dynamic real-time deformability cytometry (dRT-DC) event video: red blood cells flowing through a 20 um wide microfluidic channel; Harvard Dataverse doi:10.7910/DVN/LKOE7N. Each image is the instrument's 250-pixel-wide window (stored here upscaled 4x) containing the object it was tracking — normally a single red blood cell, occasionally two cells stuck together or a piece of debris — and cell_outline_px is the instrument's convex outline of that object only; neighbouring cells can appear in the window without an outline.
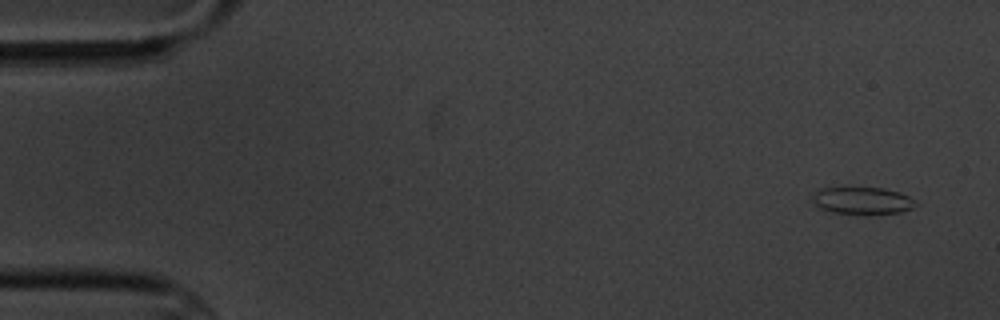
{"species": "common noctule bat (a hibernating species)", "species_latin": "Nyctalus noctula", "temperature_condition": "cold", "stored_images_in_passage": 6, "camera_frame_rate_fps": 3000, "um_per_image_px": 0.085, "animal": {"sex": "male", "body_mass_g": 20.1, "forearm_length_mm": 53.5}, "frame": {"image": 1, "passage_image": 1, "time_ms": 0.0, "image_size_px": [1000, 320], "cell_outline_px": [[916, 204], [912, 208], [900, 212], [868, 216], [864, 216], [832, 212], [820, 208], [812, 200], [812, 196], [820, 188], [884, 188], [900, 192], [916, 200]], "centroid_in_image_um": [73.33, 17.09], "position_along_channel_um": 11.7, "area_um2": 16.7}}
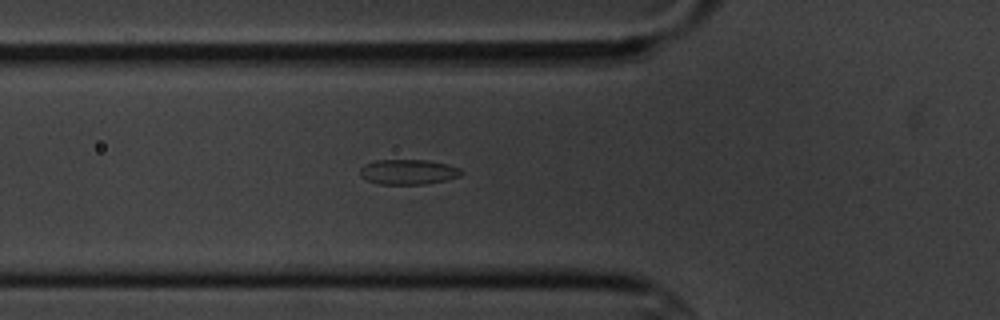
{"frame": {"image": 2, "passage_image": 6, "time_ms": 5.667, "image_size_px": [1000, 320], "cell_outline_px": [[464, 172], [460, 176], [448, 180], [428, 184], [380, 184], [368, 180], [360, 176], [360, 168], [364, 164], [376, 160], [428, 160], [448, 164], [460, 168]], "centroid_in_image_um": [34.73, 14.61], "position_along_channel_um": 91.1, "area_um2": 14.97}}